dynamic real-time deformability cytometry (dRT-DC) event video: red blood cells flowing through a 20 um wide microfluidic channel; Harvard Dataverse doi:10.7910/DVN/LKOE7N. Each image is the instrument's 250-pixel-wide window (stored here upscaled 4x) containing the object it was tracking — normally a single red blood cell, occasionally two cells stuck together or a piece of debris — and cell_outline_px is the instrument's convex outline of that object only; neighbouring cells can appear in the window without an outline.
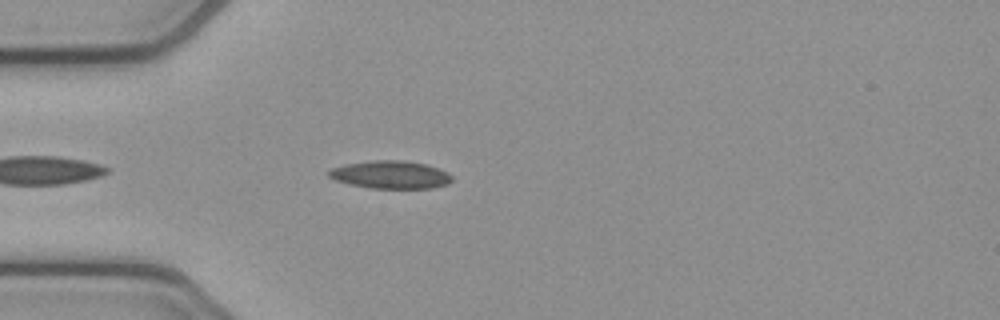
{"species": "common noctule bat (a hibernating species)", "species_latin": "Nyctalus noctula", "temperature_condition": "cold", "stored_images_in_passage": 37, "camera_frame_rate_fps": 3000, "um_per_image_px": 0.085, "animal": {"sex": "female", "body_mass_g": 21.9}, "frame": {"image": 1, "passage_image": 4, "time_ms": 1.0, "image_size_px": [1000, 320], "cell_outline_px": [[452, 180], [448, 184], [432, 188], [372, 188], [348, 184], [336, 180], [328, 176], [328, 172], [332, 168], [344, 164], [372, 160], [400, 160], [424, 164], [440, 168], [448, 172], [452, 176]], "centroid_in_image_um": [33.21, 14.85], "position_along_channel_um": 51.8, "area_um2": 20.0}}
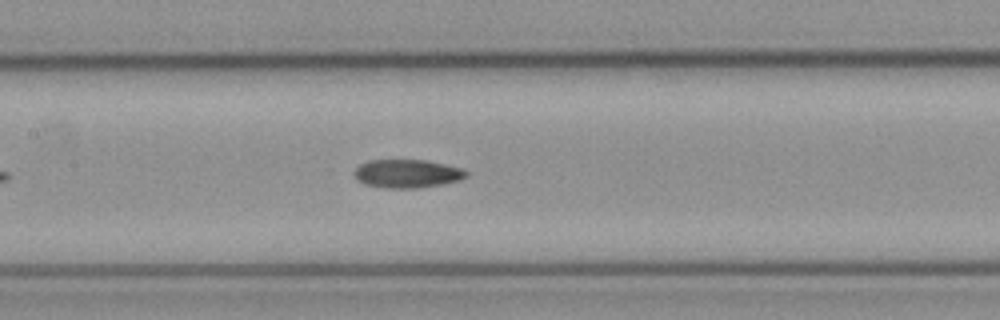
{"frame": {"image": 2, "passage_image": 14, "time_ms": 4.333, "image_size_px": [1000, 320], "cell_outline_px": [[468, 176], [460, 180], [444, 184], [420, 188], [384, 188], [364, 184], [356, 180], [352, 172], [360, 164], [368, 160], [428, 160], [460, 168], [468, 172]], "centroid_in_image_um": [34.58, 14.76], "position_along_channel_um": 172.8, "area_um2": 18.79}}
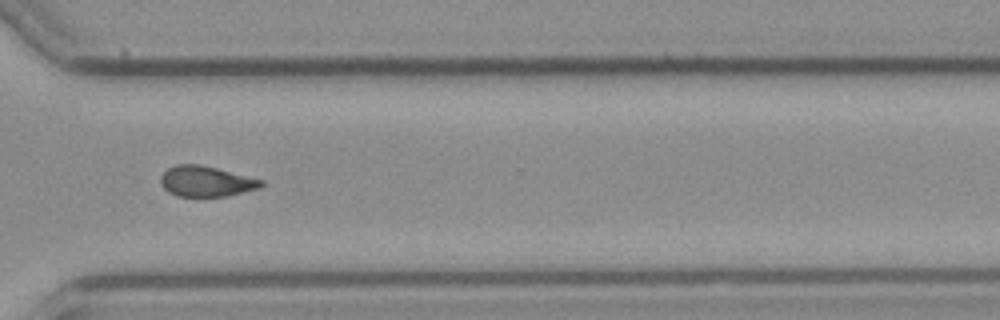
{"frame": {"image": 3, "passage_image": 28, "time_ms": 9.0, "image_size_px": [1000, 320], "cell_outline_px": [[264, 184], [260, 188], [228, 196], [176, 196], [168, 192], [160, 184], [160, 176], [168, 168], [176, 164], [200, 164], [264, 180]], "centroid_in_image_um": [17.51, 15.41], "position_along_channel_um": 353.1, "area_um2": 17.98}, "authors_computed_cell_mechanics": {"area_um2": 18.6694, "velocity_mm_per_s": 3.8723, "shape_relaxation_time_tau1_ms": null, "shape_relaxation_time_tau2_ms": 7.0906, "deformation_change_tau1": null, "deformation_change_tau2": 0.1474}}